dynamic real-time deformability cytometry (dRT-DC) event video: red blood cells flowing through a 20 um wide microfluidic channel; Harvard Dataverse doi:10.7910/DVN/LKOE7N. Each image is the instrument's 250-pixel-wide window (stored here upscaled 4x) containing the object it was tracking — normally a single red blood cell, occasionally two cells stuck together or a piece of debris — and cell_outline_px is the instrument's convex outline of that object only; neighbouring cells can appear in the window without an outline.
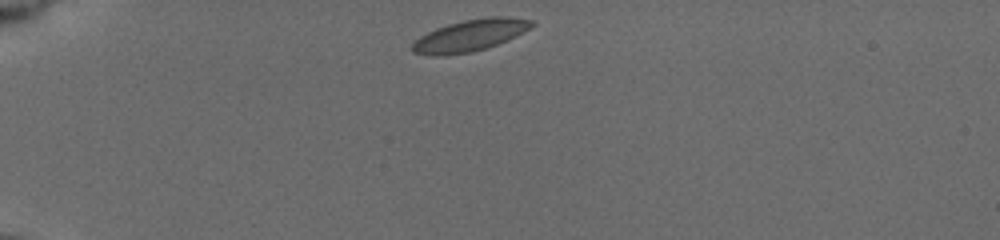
{"species": "common noctule bat (a hibernating species)", "species_latin": "Nyctalus noctula", "temperature_condition": "cold", "stored_images_in_passage": 42, "camera_frame_rate_fps": 3000, "um_per_image_px": 0.085, "animal": {"sex": "female", "body_mass_g": 19.5, "forearm_length_mm": 54.1}, "frame": {"image": 1, "passage_image": 1, "time_ms": 0.0, "image_size_px": [1000, 240], "cell_outline_px": [[536, 24], [516, 36], [496, 44], [472, 52], [436, 56], [428, 56], [412, 52], [412, 44], [420, 36], [436, 28], [448, 24], [464, 20], [488, 16], [508, 16], [536, 20]], "centroid_in_image_um": [39.97, 2.99], "position_along_channel_um": 45.0, "area_um2": 22.08}}
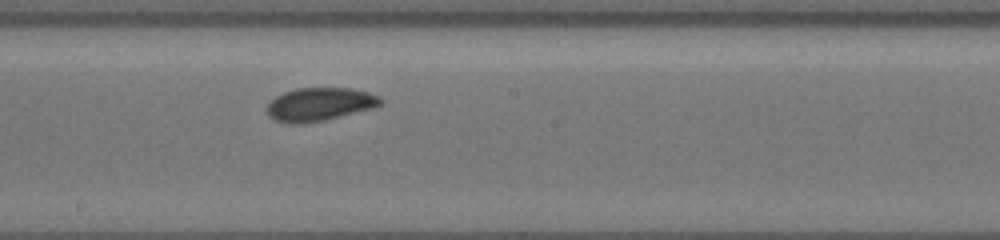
{"frame": {"image": 2, "passage_image": 19, "time_ms": 6.0, "image_size_px": [1000, 240], "cell_outline_px": [[384, 100], [380, 104], [372, 108], [324, 120], [304, 124], [288, 124], [276, 120], [268, 116], [268, 104], [276, 96], [284, 92], [296, 88], [348, 88], [368, 92], [380, 96]], "centroid_in_image_um": [27.16, 8.87], "position_along_channel_um": 221.0, "area_um2": 21.91}}
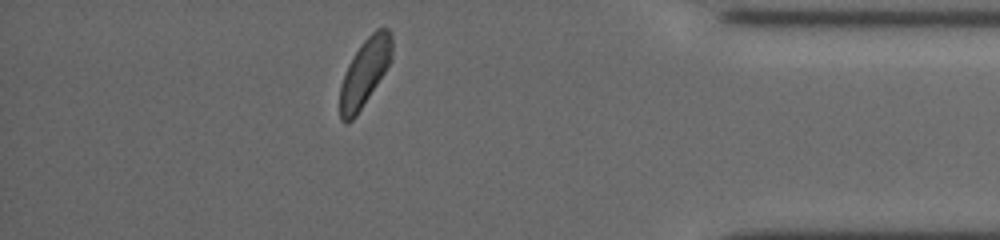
{"frame": {"image": 3, "passage_image": 36, "time_ms": 11.667, "image_size_px": [1000, 240], "cell_outline_px": [[392, 60], [356, 116], [352, 120], [344, 124], [340, 120], [340, 84], [348, 64], [360, 44], [376, 28], [388, 28], [392, 32]], "centroid_in_image_um": [31.0, 6.14], "position_along_channel_um": 404.2, "area_um2": 20.46}, "authors_computed_cell_mechanics": {"area_um2": 21.5883, "velocity_mm_per_s": 3.7023, "shape_relaxation_time_tau1_ms": 2.7681, "shape_relaxation_time_tau2_ms": null, "deformation_change_tau1": 0.0762, "deformation_change_tau2": null}}